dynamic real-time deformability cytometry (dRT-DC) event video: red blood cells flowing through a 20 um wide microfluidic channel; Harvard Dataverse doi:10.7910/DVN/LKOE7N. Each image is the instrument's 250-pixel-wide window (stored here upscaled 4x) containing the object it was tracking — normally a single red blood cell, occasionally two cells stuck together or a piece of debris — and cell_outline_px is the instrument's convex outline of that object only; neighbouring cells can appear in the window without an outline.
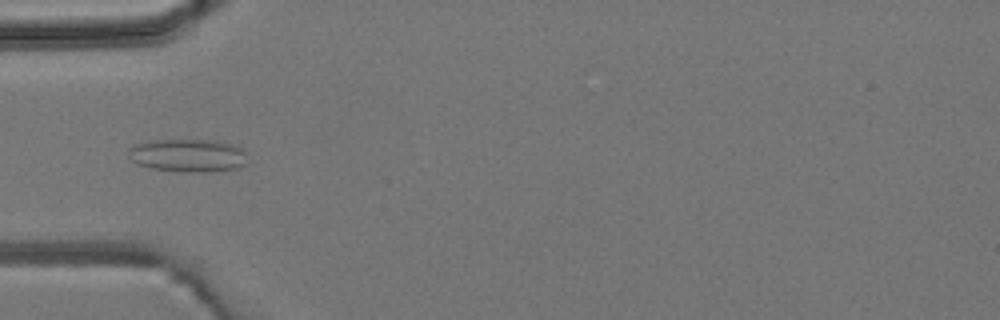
{"species": "common noctule bat (a hibernating species)", "species_latin": "Nyctalus noctula", "temperature_condition": "room temperature", "stored_images_in_passage": 5, "camera_frame_rate_fps": 3000, "um_per_image_px": 0.085, "animal": {"sex": "male", "body_mass_g": 19.2, "forearm_length_mm": 51.8}, "frame": {"image": 1, "passage_image": 5, "time_ms": 4.333, "image_size_px": [1000, 320], "cell_outline_px": [[244, 164], [236, 168], [208, 172], [188, 172], [152, 168], [136, 164], [132, 160], [128, 152], [128, 148], [132, 144], [152, 140], [216, 140], [232, 144], [244, 148]], "centroid_in_image_um": [15.93, 13.2], "position_along_channel_um": 69.1, "area_um2": 22.89}}